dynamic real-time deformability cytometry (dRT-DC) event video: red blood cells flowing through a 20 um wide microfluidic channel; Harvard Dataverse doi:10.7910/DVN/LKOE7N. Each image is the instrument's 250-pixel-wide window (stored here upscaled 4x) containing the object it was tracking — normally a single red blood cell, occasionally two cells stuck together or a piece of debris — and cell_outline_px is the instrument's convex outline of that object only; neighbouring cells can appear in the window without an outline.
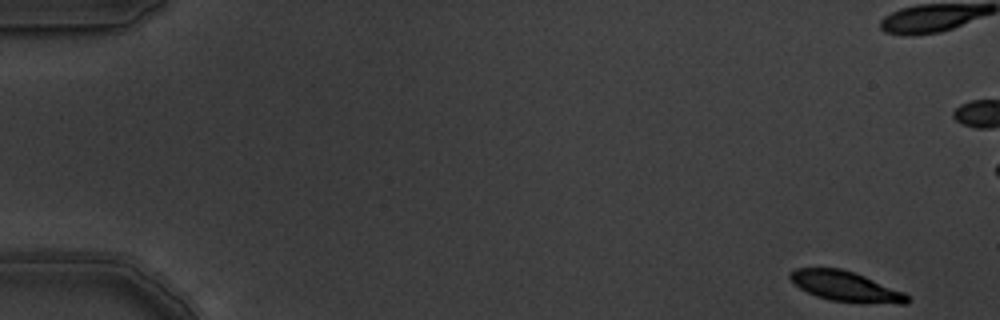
{"species": "common noctule bat (a hibernating species)", "species_latin": "Nyctalus noctula", "temperature_condition": "warm", "stored_images_in_passage": 9, "camera_frame_rate_fps": 3000, "um_per_image_px": 0.085, "animal": {"sex": "male", "body_mass_g": 19.5, "forearm_length_mm": 54.6}, "frame": {"image": 1, "passage_image": 1, "time_ms": 0.0, "image_size_px": [1000, 320], "cell_outline_px": [[912, 300], [908, 304], [900, 304], [832, 300], [816, 296], [800, 288], [788, 276], [788, 272], [796, 268], [840, 268], [856, 272], [904, 292]], "centroid_in_image_um": [71.9, 24.32], "position_along_channel_um": 13.1, "area_um2": 20.4}}